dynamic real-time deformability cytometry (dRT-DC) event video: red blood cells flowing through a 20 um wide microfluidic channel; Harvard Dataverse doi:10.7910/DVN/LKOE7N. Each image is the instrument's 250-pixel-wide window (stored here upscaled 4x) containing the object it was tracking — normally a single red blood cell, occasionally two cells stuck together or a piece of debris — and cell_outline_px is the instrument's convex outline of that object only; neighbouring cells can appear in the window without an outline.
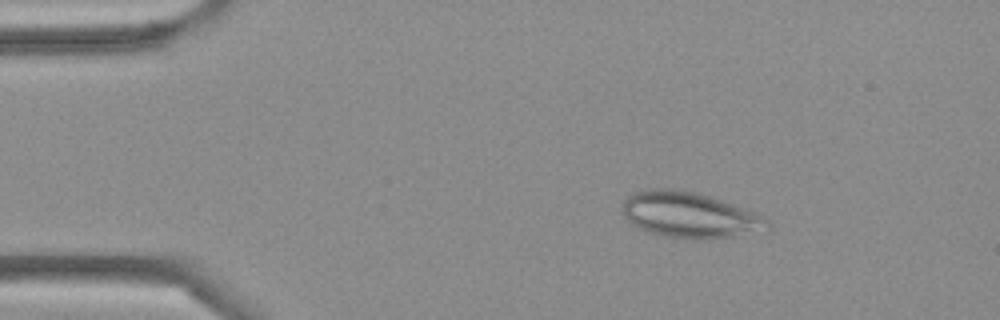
{"species": "Egyptian fruit bat (a non-hibernating species)", "species_latin": "Rousettus aegyptiacus", "temperature_condition": "cold", "stored_images_in_passage": 2, "camera_frame_rate_fps": 3000, "um_per_image_px": 0.085, "frame": {"image": 1, "passage_image": 1, "time_ms": 0.0, "image_size_px": [1000, 320], "cell_outline_px": [[772, 228], [768, 232], [712, 240], [704, 240], [664, 236], [636, 228], [624, 216], [620, 204], [632, 192], [648, 188], [680, 188], [712, 196], [752, 212], [768, 220], [772, 224]], "centroid_in_image_um": [58.64, 18.28], "position_along_channel_um": 26.4, "area_um2": 39.71}}